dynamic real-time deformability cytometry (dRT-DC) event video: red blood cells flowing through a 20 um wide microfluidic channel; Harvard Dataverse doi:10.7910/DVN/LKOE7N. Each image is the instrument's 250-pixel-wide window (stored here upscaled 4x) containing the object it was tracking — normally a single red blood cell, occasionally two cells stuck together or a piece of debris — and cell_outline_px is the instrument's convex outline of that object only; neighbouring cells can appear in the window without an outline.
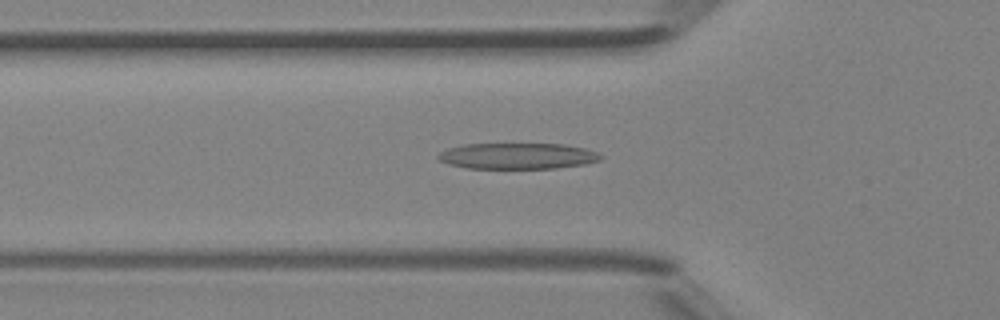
{"species": "Egyptian fruit bat (a non-hibernating species)", "species_latin": "Rousettus aegyptiacus", "temperature_condition": "room temperature", "stored_images_in_passage": 37, "camera_frame_rate_fps": 3000, "um_per_image_px": 0.085, "animal": {"sex": "female"}, "frame": {"image": 1, "passage_image": 9, "time_ms": 2.667, "image_size_px": [1000, 320], "cell_outline_px": [[604, 156], [600, 160], [584, 164], [556, 168], [468, 168], [448, 164], [440, 160], [436, 156], [440, 152], [448, 148], [464, 144], [564, 144], [584, 148], [596, 152]], "centroid_in_image_um": [43.99, 13.26], "position_along_channel_um": 81.8, "area_um2": 24.57}}
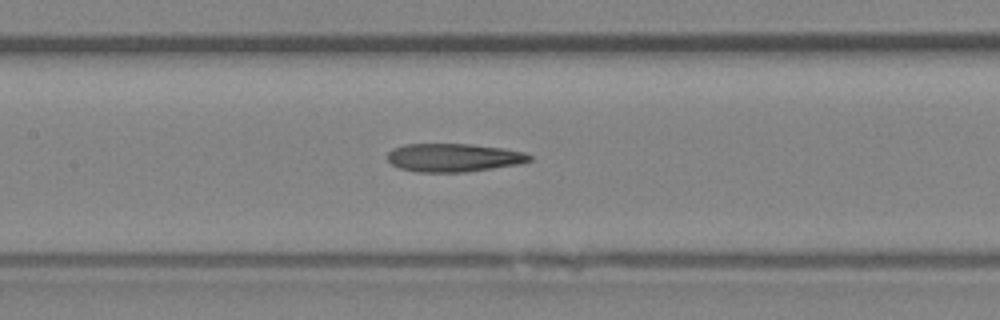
{"frame": {"image": 2, "passage_image": 15, "time_ms": 4.667, "image_size_px": [1000, 320], "cell_outline_px": [[532, 160], [520, 164], [464, 172], [416, 172], [400, 168], [392, 164], [388, 160], [388, 152], [392, 148], [404, 144], [472, 144], [504, 148], [524, 152], [532, 156]], "centroid_in_image_um": [38.56, 13.39], "position_along_channel_um": 168.8, "area_um2": 23.52}}
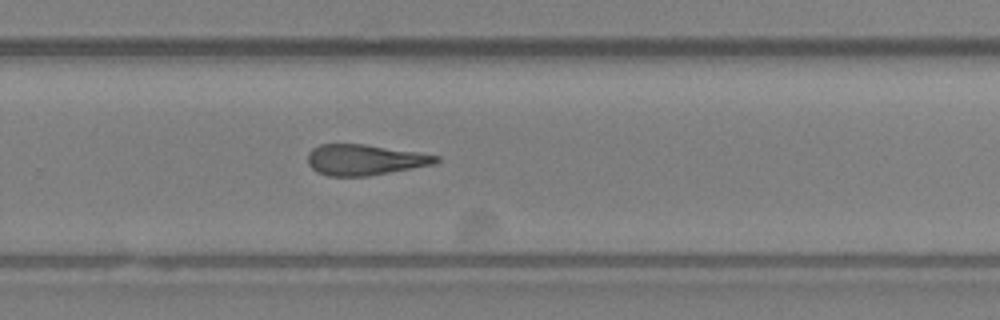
{"frame": {"image": 3, "passage_image": 24, "time_ms": 7.667, "image_size_px": [1000, 320], "cell_outline_px": [[440, 160], [432, 164], [368, 176], [328, 176], [316, 172], [308, 164], [308, 152], [312, 148], [320, 144], [364, 144], [416, 152], [440, 156]], "centroid_in_image_um": [30.94, 13.58], "position_along_channel_um": 298.9, "area_um2": 22.77}, "authors_computed_cell_mechanics": {"area_um2": 23.5246, "velocity_mm_per_s": 4.3605, "shape_relaxation_time_tau1_ms": 7.4404, "shape_relaxation_time_tau2_ms": 5.0711, "deformation_change_tau1": 0.2339, "deformation_change_tau2": 0.2068}}